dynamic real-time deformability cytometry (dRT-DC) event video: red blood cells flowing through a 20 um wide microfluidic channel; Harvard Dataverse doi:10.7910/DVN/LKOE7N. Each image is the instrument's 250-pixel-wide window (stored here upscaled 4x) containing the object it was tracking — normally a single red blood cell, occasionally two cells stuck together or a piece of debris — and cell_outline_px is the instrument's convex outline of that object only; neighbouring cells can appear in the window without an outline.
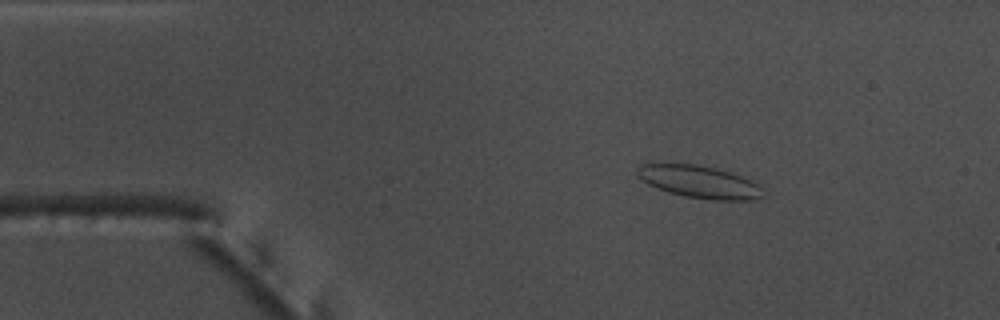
{"species": "common noctule bat (a hibernating species)", "species_latin": "Nyctalus noctula", "temperature_condition": "warm", "stored_images_in_passage": 47, "camera_frame_rate_fps": 3000, "um_per_image_px": 0.085, "animal": {"sex": "male", "body_mass_g": 17.5, "forearm_length_mm": 52.3}, "frame": {"image": 1, "passage_image": 1, "time_ms": 0.0, "image_size_px": [1000, 320], "cell_outline_px": [[764, 196], [752, 200], [712, 200], [684, 196], [668, 192], [656, 188], [648, 184], [636, 176], [636, 168], [640, 164], [696, 164], [716, 168], [744, 176], [752, 180], [760, 188]], "centroid_in_image_um": [59.42, 15.45], "position_along_channel_um": 25.6, "area_um2": 23.87}}
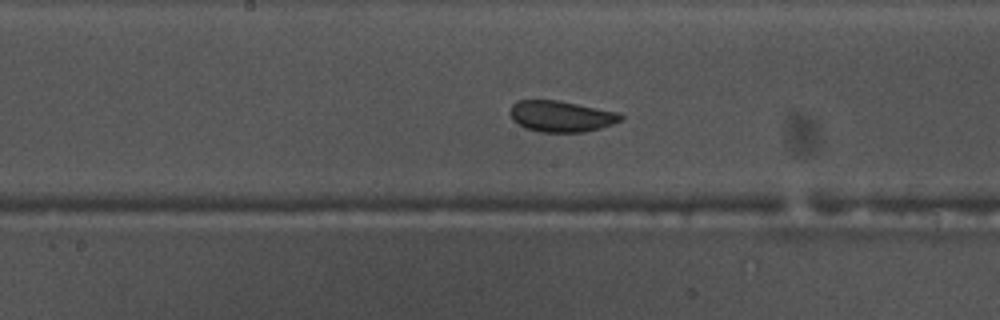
{"frame": {"image": 2, "passage_image": 20, "time_ms": 6.333, "image_size_px": [1000, 320], "cell_outline_px": [[624, 116], [620, 120], [612, 124], [600, 128], [584, 132], [540, 132], [524, 128], [512, 120], [508, 112], [512, 104], [516, 100], [556, 100], [616, 112]], "centroid_in_image_um": [47.61, 9.89], "position_along_channel_um": 200.6, "area_um2": 20.0}}
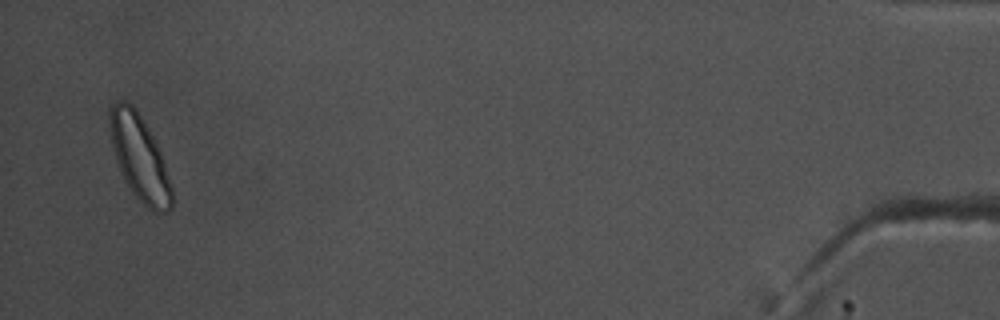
{"frame": {"image": 3, "passage_image": 45, "time_ms": 14.667, "image_size_px": [1000, 320], "cell_outline_px": [[172, 208], [168, 212], [152, 212], [128, 188], [124, 180], [116, 160], [112, 144], [108, 120], [108, 112], [112, 104], [116, 100], [124, 100], [132, 104], [136, 108], [148, 128], [160, 152], [172, 188]], "centroid_in_image_um": [11.83, 13.39], "position_along_channel_um": 423.4, "area_um2": 30.69}, "authors_computed_cell_mechanics": {"area_um2": 20.6924, "velocity_mm_per_s": 3.7453, "shape_relaxation_time_tau1_ms": 2.9026, "shape_relaxation_time_tau2_ms": 0.6596, "deformation_change_tau1": 0.0719, "deformation_change_tau2": 0.0437}}